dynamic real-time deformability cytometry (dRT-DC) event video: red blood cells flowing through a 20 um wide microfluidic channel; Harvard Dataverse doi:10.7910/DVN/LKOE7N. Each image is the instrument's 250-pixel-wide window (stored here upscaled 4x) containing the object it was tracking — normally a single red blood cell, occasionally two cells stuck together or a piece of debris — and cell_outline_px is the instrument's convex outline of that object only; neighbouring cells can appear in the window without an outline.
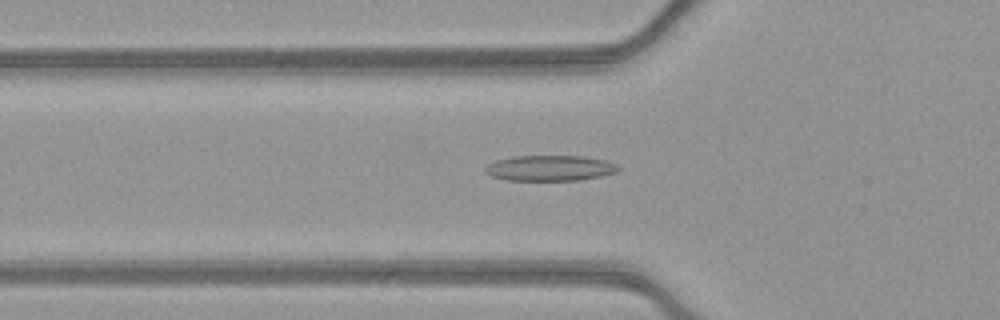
{"species": "common noctule bat (a hibernating species)", "species_latin": "Nyctalus noctula", "temperature_condition": "warm", "stored_images_in_passage": 48, "camera_frame_rate_fps": 3000, "um_per_image_px": 0.085, "animal": {"sex": "female", "body_mass_g": 21.9}, "frame": {"image": 1, "passage_image": 14, "time_ms": 4.333, "image_size_px": [1000, 320], "cell_outline_px": [[620, 168], [616, 172], [600, 176], [580, 180], [508, 180], [492, 176], [484, 172], [484, 168], [488, 164], [496, 160], [512, 156], [584, 156], [604, 160], [616, 164]], "centroid_in_image_um": [46.72, 14.28], "position_along_channel_um": 79.1, "area_um2": 19.77}}
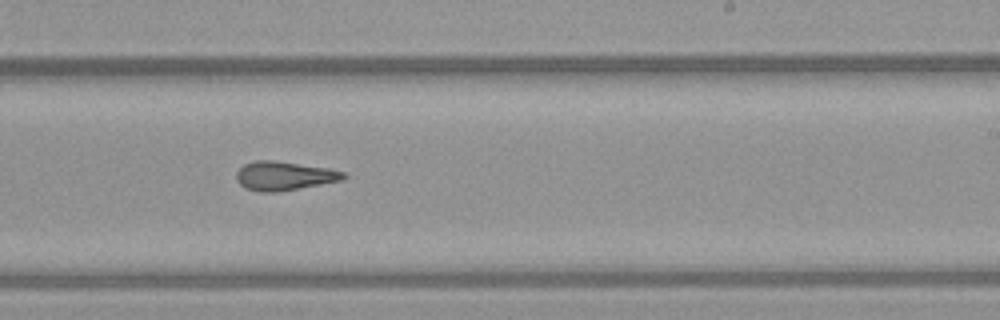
{"frame": {"image": 2, "passage_image": 28, "time_ms": 9.0, "image_size_px": [1000, 320], "cell_outline_px": [[348, 176], [344, 180], [276, 192], [260, 192], [244, 188], [236, 180], [236, 172], [244, 164], [256, 160], [272, 160], [328, 168], [344, 172]], "centroid_in_image_um": [24.14, 14.95], "position_along_channel_um": 264.9, "area_um2": 18.03}}
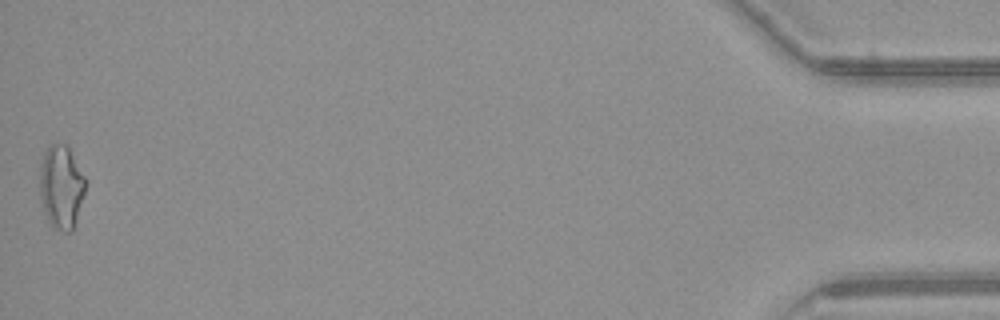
{"frame": {"image": 3, "passage_image": 48, "time_ms": 15.667, "image_size_px": [1000, 320], "cell_outline_px": [[88, 184], [72, 232], [64, 232], [52, 224], [48, 220], [40, 200], [40, 164], [44, 152], [48, 144], [64, 144], [68, 148], [88, 180]], "centroid_in_image_um": [5.23, 15.87], "position_along_channel_um": 430.0, "area_um2": 22.37}, "authors_computed_cell_mechanics": {"area_um2": 18.3804, "velocity_mm_per_s": 3.9491, "shape_relaxation_time_tau1_ms": null, "shape_relaxation_time_tau2_ms": 3.2876, "deformation_change_tau1": null, "deformation_change_tau2": 0.1408}}